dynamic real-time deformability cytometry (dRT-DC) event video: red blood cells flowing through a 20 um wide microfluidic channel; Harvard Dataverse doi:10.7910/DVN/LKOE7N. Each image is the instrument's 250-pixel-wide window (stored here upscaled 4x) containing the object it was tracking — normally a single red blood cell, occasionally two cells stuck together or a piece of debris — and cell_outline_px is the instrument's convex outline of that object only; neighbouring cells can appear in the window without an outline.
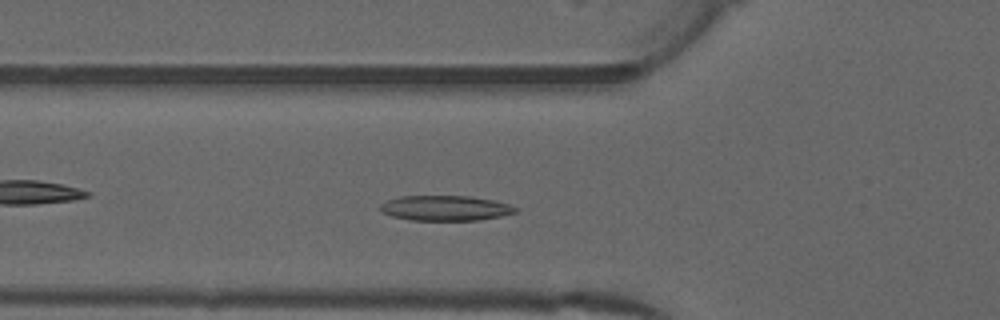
{"species": "common noctule bat (a hibernating species)", "species_latin": "Nyctalus noctula", "temperature_condition": "warm", "stored_images_in_passage": 35, "camera_frame_rate_fps": 3000, "um_per_image_px": 0.085, "animal": {"sex": "male", "forearm_length_mm": 52.5}, "frame": {"image": 1, "passage_image": 2, "time_ms": 0.333, "image_size_px": [1000, 320], "cell_outline_px": [[520, 212], [480, 220], [412, 220], [392, 216], [380, 212], [380, 204], [388, 200], [400, 196], [468, 196], [492, 200], [508, 204], [520, 208]], "centroid_in_image_um": [37.88, 17.69], "position_along_channel_um": 87.9, "area_um2": 19.88}}
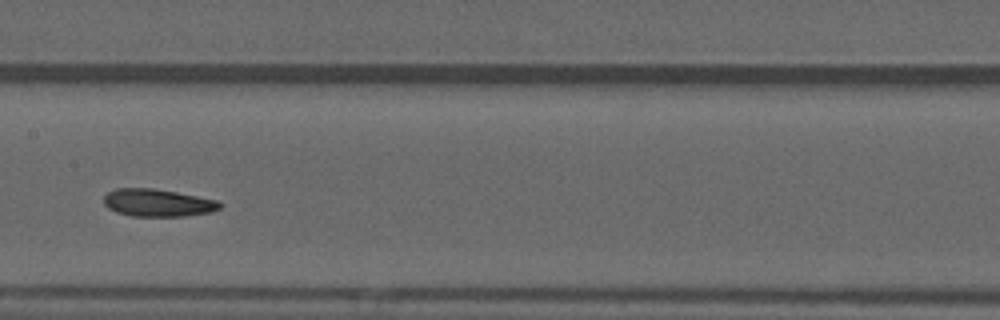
{"frame": {"image": 2, "passage_image": 10, "time_ms": 3.0, "image_size_px": [1000, 320], "cell_outline_px": [[224, 204], [220, 208], [212, 212], [184, 216], [132, 216], [116, 212], [108, 208], [104, 204], [104, 196], [108, 192], [116, 188], [152, 188], [176, 192], [220, 200]], "centroid_in_image_um": [13.44, 17.24], "position_along_channel_um": 194.0, "area_um2": 18.79}}
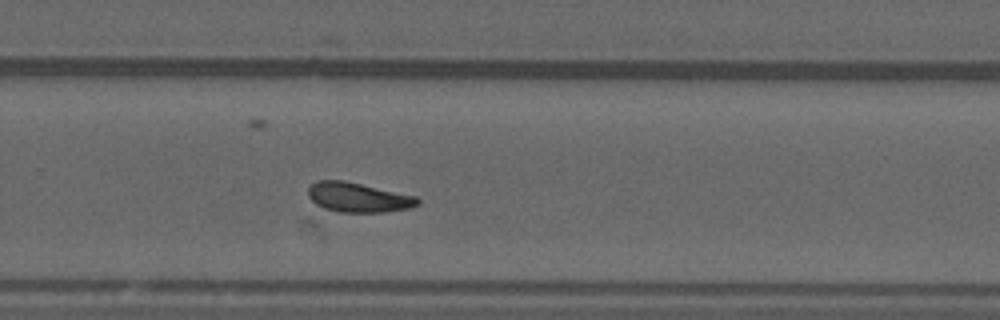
{"frame": {"image": 3, "passage_image": 18, "time_ms": 5.667, "image_size_px": [1000, 320], "cell_outline_px": [[420, 204], [412, 208], [384, 212], [340, 212], [324, 208], [316, 204], [308, 196], [308, 188], [316, 180], [344, 180], [416, 196], [420, 200]], "centroid_in_image_um": [30.46, 16.78], "position_along_channel_um": 299.3, "area_um2": 18.96}}